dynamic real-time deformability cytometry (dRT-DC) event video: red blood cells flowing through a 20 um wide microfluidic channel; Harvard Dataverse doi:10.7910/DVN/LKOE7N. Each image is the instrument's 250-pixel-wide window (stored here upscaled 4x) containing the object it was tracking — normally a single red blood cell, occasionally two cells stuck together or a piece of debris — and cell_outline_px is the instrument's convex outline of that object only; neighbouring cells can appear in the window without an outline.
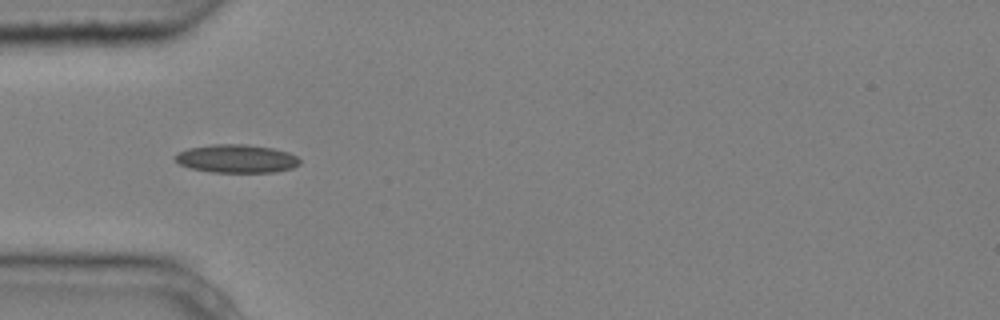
{"species": "common noctule bat (a hibernating species)", "species_latin": "Nyctalus noctula", "temperature_condition": "cold", "stored_images_in_passage": 5, "camera_frame_rate_fps": 3000, "um_per_image_px": 0.085, "animal": {"sex": "male", "body_mass_g": 20.4}, "frame": {"image": 1, "passage_image": 5, "time_ms": 1.333, "image_size_px": [1000, 320], "cell_outline_px": [[300, 164], [292, 168], [276, 172], [212, 172], [192, 168], [180, 164], [176, 160], [176, 156], [180, 152], [188, 148], [212, 144], [244, 144], [272, 148], [288, 152], [296, 156], [300, 160]], "centroid_in_image_um": [20.15, 13.48], "position_along_channel_um": 64.9, "area_um2": 20.35}}